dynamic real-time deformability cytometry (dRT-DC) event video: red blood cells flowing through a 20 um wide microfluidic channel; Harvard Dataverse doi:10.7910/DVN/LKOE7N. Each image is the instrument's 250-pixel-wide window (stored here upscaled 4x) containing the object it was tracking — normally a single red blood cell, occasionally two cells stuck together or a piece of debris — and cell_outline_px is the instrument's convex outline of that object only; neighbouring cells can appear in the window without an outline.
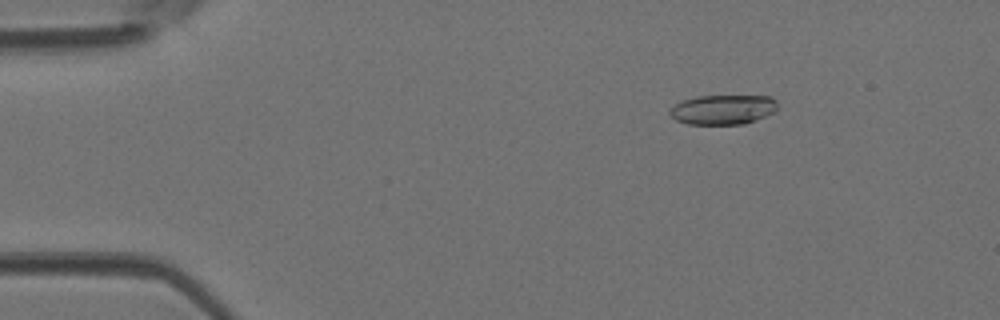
{"species": "Egyptian fruit bat (a non-hibernating species)", "species_latin": "Rousettus aegyptiacus", "temperature_condition": "room temperature", "stored_images_in_passage": 46, "camera_frame_rate_fps": 3000, "um_per_image_px": 0.085, "animal": {"sex": "female"}, "frame": {"image": 1, "passage_image": 7, "time_ms": 2.0, "image_size_px": [1000, 320], "cell_outline_px": [[776, 108], [772, 112], [764, 116], [744, 124], [688, 124], [676, 120], [668, 112], [676, 104], [684, 100], [696, 96], [772, 96], [776, 100]], "centroid_in_image_um": [61.44, 9.31], "position_along_channel_um": 23.6, "area_um2": 18.38}}
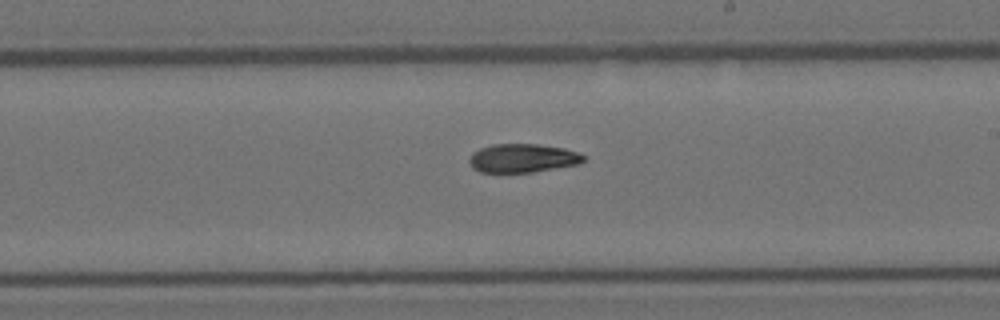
{"frame": {"image": 2, "passage_image": 27, "time_ms": 8.667, "image_size_px": [1000, 320], "cell_outline_px": [[584, 160], [580, 164], [532, 172], [480, 172], [472, 168], [468, 160], [472, 152], [480, 148], [492, 144], [536, 144], [564, 148], [580, 152], [584, 156]], "centroid_in_image_um": [44.42, 13.44], "position_along_channel_um": 244.6, "area_um2": 19.19}}
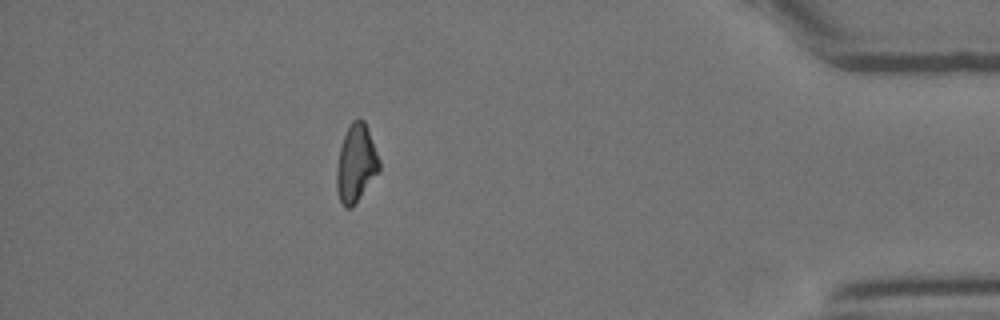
{"frame": {"image": 3, "passage_image": 41, "time_ms": 13.333, "image_size_px": [1000, 320], "cell_outline_px": [[380, 168], [352, 208], [344, 208], [340, 200], [336, 188], [336, 168], [340, 148], [344, 136], [352, 120], [364, 120], [380, 160]], "centroid_in_image_um": [30.24, 13.91], "position_along_channel_um": 405.0, "area_um2": 18.9}}